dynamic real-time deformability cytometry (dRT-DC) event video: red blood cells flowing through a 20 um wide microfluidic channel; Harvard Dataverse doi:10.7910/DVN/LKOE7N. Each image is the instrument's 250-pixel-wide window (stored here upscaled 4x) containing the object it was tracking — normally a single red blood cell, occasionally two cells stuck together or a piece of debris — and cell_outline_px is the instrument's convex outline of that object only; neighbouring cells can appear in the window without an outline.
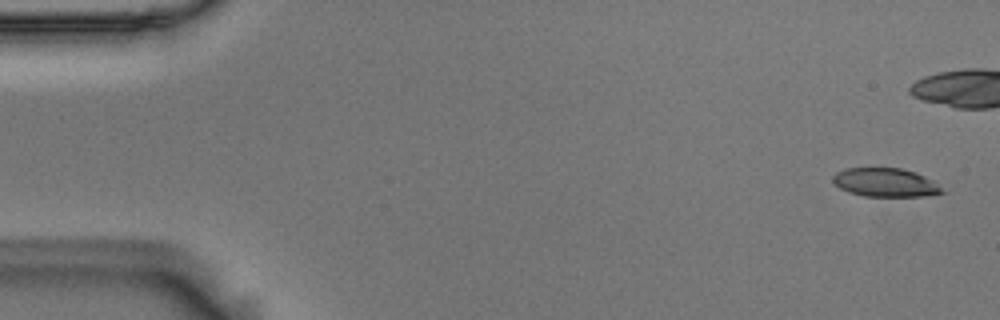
{"species": "Egyptian fruit bat (a non-hibernating species)", "species_latin": "Rousettus aegyptiacus", "temperature_condition": "room temperature", "stored_images_in_passage": 43, "camera_frame_rate_fps": 3000, "um_per_image_px": 0.085, "animal": {"sex": "male"}, "frame": {"image": 1, "passage_image": 1, "time_ms": 0.0, "image_size_px": [1000, 320], "cell_outline_px": [[948, 192], [932, 196], [864, 196], [848, 192], [840, 188], [832, 180], [832, 176], [836, 172], [844, 168], [900, 168], [916, 172], [932, 180]], "centroid_in_image_um": [75.29, 15.52], "position_along_channel_um": 9.7, "area_um2": 18.44}}
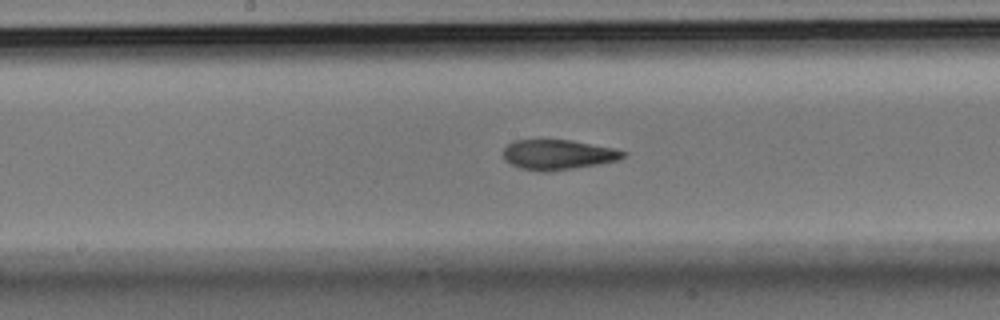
{"frame": {"image": 2, "passage_image": 27, "time_ms": 8.667, "image_size_px": [1000, 320], "cell_outline_px": [[628, 152], [620, 160], [600, 164], [548, 172], [544, 172], [520, 168], [504, 160], [504, 148], [508, 144], [516, 140], [572, 140], [612, 148]], "centroid_in_image_um": [47.45, 13.15], "position_along_channel_um": 200.8, "area_um2": 20.92}}
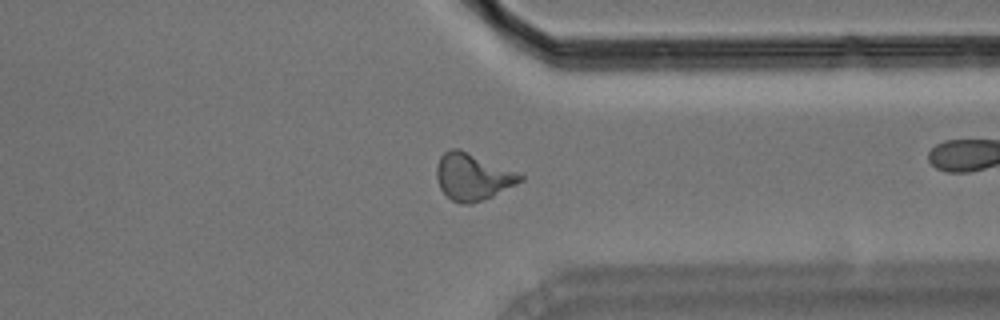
{"frame": {"image": 3, "passage_image": 41, "time_ms": 13.333, "image_size_px": [1000, 320], "cell_outline_px": [[524, 180], [492, 196], [472, 204], [460, 204], [452, 200], [440, 188], [436, 176], [436, 168], [440, 156], [444, 152], [452, 148], [460, 148], [516, 172], [524, 176]], "centroid_in_image_um": [40.15, 15.02], "position_along_channel_um": 371.2, "area_um2": 22.66}}